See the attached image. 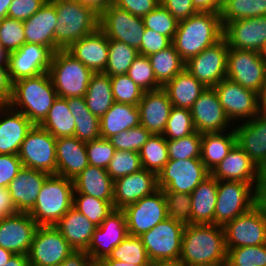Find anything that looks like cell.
<instances>
[{
	"label": "cell",
	"instance_id": "6da1fadb",
	"mask_svg": "<svg viewBox=\"0 0 266 266\" xmlns=\"http://www.w3.org/2000/svg\"><path fill=\"white\" fill-rule=\"evenodd\" d=\"M180 259L192 266H225L227 248L223 226L188 224L182 235Z\"/></svg>",
	"mask_w": 266,
	"mask_h": 266
},
{
	"label": "cell",
	"instance_id": "7a4b0ae2",
	"mask_svg": "<svg viewBox=\"0 0 266 266\" xmlns=\"http://www.w3.org/2000/svg\"><path fill=\"white\" fill-rule=\"evenodd\" d=\"M222 38L220 13L199 11L188 19L178 21L172 44L186 62Z\"/></svg>",
	"mask_w": 266,
	"mask_h": 266
},
{
	"label": "cell",
	"instance_id": "3957f363",
	"mask_svg": "<svg viewBox=\"0 0 266 266\" xmlns=\"http://www.w3.org/2000/svg\"><path fill=\"white\" fill-rule=\"evenodd\" d=\"M58 97L48 72L13 82L9 105L39 125Z\"/></svg>",
	"mask_w": 266,
	"mask_h": 266
},
{
	"label": "cell",
	"instance_id": "277c9868",
	"mask_svg": "<svg viewBox=\"0 0 266 266\" xmlns=\"http://www.w3.org/2000/svg\"><path fill=\"white\" fill-rule=\"evenodd\" d=\"M57 13L54 32V53L67 50L75 41L99 28L100 14L74 0H51Z\"/></svg>",
	"mask_w": 266,
	"mask_h": 266
},
{
	"label": "cell",
	"instance_id": "5b68a950",
	"mask_svg": "<svg viewBox=\"0 0 266 266\" xmlns=\"http://www.w3.org/2000/svg\"><path fill=\"white\" fill-rule=\"evenodd\" d=\"M73 180L50 175L29 212L38 226H54L73 207Z\"/></svg>",
	"mask_w": 266,
	"mask_h": 266
},
{
	"label": "cell",
	"instance_id": "8992f818",
	"mask_svg": "<svg viewBox=\"0 0 266 266\" xmlns=\"http://www.w3.org/2000/svg\"><path fill=\"white\" fill-rule=\"evenodd\" d=\"M48 74L59 97H84L94 72L67 50H57Z\"/></svg>",
	"mask_w": 266,
	"mask_h": 266
},
{
	"label": "cell",
	"instance_id": "52a82bcc",
	"mask_svg": "<svg viewBox=\"0 0 266 266\" xmlns=\"http://www.w3.org/2000/svg\"><path fill=\"white\" fill-rule=\"evenodd\" d=\"M241 181L218 180L214 224L224 226L249 212L254 203V185Z\"/></svg>",
	"mask_w": 266,
	"mask_h": 266
},
{
	"label": "cell",
	"instance_id": "ba28073f",
	"mask_svg": "<svg viewBox=\"0 0 266 266\" xmlns=\"http://www.w3.org/2000/svg\"><path fill=\"white\" fill-rule=\"evenodd\" d=\"M226 78L260 95L266 81V61L259 52L229 48Z\"/></svg>",
	"mask_w": 266,
	"mask_h": 266
},
{
	"label": "cell",
	"instance_id": "9c48e42d",
	"mask_svg": "<svg viewBox=\"0 0 266 266\" xmlns=\"http://www.w3.org/2000/svg\"><path fill=\"white\" fill-rule=\"evenodd\" d=\"M56 140L47 130L34 125L18 152L23 167L57 175Z\"/></svg>",
	"mask_w": 266,
	"mask_h": 266
},
{
	"label": "cell",
	"instance_id": "30bf717a",
	"mask_svg": "<svg viewBox=\"0 0 266 266\" xmlns=\"http://www.w3.org/2000/svg\"><path fill=\"white\" fill-rule=\"evenodd\" d=\"M209 175L201 159L169 160L157 175L158 188L191 194Z\"/></svg>",
	"mask_w": 266,
	"mask_h": 266
},
{
	"label": "cell",
	"instance_id": "8fae6325",
	"mask_svg": "<svg viewBox=\"0 0 266 266\" xmlns=\"http://www.w3.org/2000/svg\"><path fill=\"white\" fill-rule=\"evenodd\" d=\"M185 226V224L167 217L151 230L139 236L149 260L152 262L180 258Z\"/></svg>",
	"mask_w": 266,
	"mask_h": 266
},
{
	"label": "cell",
	"instance_id": "7c38bea8",
	"mask_svg": "<svg viewBox=\"0 0 266 266\" xmlns=\"http://www.w3.org/2000/svg\"><path fill=\"white\" fill-rule=\"evenodd\" d=\"M228 119L235 123L249 121L261 114L259 94L229 79L213 87Z\"/></svg>",
	"mask_w": 266,
	"mask_h": 266
},
{
	"label": "cell",
	"instance_id": "4fadbf2b",
	"mask_svg": "<svg viewBox=\"0 0 266 266\" xmlns=\"http://www.w3.org/2000/svg\"><path fill=\"white\" fill-rule=\"evenodd\" d=\"M73 251L54 226H38L27 256L30 266H59Z\"/></svg>",
	"mask_w": 266,
	"mask_h": 266
},
{
	"label": "cell",
	"instance_id": "5bb4252c",
	"mask_svg": "<svg viewBox=\"0 0 266 266\" xmlns=\"http://www.w3.org/2000/svg\"><path fill=\"white\" fill-rule=\"evenodd\" d=\"M228 51L227 41L222 38L213 46L188 59L185 62V70L206 88H213L221 80L226 79Z\"/></svg>",
	"mask_w": 266,
	"mask_h": 266
},
{
	"label": "cell",
	"instance_id": "9a60e30c",
	"mask_svg": "<svg viewBox=\"0 0 266 266\" xmlns=\"http://www.w3.org/2000/svg\"><path fill=\"white\" fill-rule=\"evenodd\" d=\"M99 28L108 39L123 42L137 50L141 46L145 31L142 17L135 16L114 4L100 14Z\"/></svg>",
	"mask_w": 266,
	"mask_h": 266
},
{
	"label": "cell",
	"instance_id": "2e32d148",
	"mask_svg": "<svg viewBox=\"0 0 266 266\" xmlns=\"http://www.w3.org/2000/svg\"><path fill=\"white\" fill-rule=\"evenodd\" d=\"M122 210L125 214L128 235L131 236H141L168 217L162 189L127 205Z\"/></svg>",
	"mask_w": 266,
	"mask_h": 266
},
{
	"label": "cell",
	"instance_id": "e0dca14e",
	"mask_svg": "<svg viewBox=\"0 0 266 266\" xmlns=\"http://www.w3.org/2000/svg\"><path fill=\"white\" fill-rule=\"evenodd\" d=\"M53 54L49 47L25 43L9 54L8 74L11 82L48 72Z\"/></svg>",
	"mask_w": 266,
	"mask_h": 266
},
{
	"label": "cell",
	"instance_id": "ac0fdd59",
	"mask_svg": "<svg viewBox=\"0 0 266 266\" xmlns=\"http://www.w3.org/2000/svg\"><path fill=\"white\" fill-rule=\"evenodd\" d=\"M223 229L226 248L266 244V224L254 208L227 222Z\"/></svg>",
	"mask_w": 266,
	"mask_h": 266
},
{
	"label": "cell",
	"instance_id": "d6986e66",
	"mask_svg": "<svg viewBox=\"0 0 266 266\" xmlns=\"http://www.w3.org/2000/svg\"><path fill=\"white\" fill-rule=\"evenodd\" d=\"M223 38L229 48L261 53L266 44V16L239 19L223 27Z\"/></svg>",
	"mask_w": 266,
	"mask_h": 266
},
{
	"label": "cell",
	"instance_id": "ffe728a7",
	"mask_svg": "<svg viewBox=\"0 0 266 266\" xmlns=\"http://www.w3.org/2000/svg\"><path fill=\"white\" fill-rule=\"evenodd\" d=\"M127 235L125 214L122 209H114L95 229L86 252L94 262H99L108 257Z\"/></svg>",
	"mask_w": 266,
	"mask_h": 266
},
{
	"label": "cell",
	"instance_id": "44dd1931",
	"mask_svg": "<svg viewBox=\"0 0 266 266\" xmlns=\"http://www.w3.org/2000/svg\"><path fill=\"white\" fill-rule=\"evenodd\" d=\"M194 127L197 132L214 133L229 130L230 120L214 88H206L190 108Z\"/></svg>",
	"mask_w": 266,
	"mask_h": 266
},
{
	"label": "cell",
	"instance_id": "7402d4cb",
	"mask_svg": "<svg viewBox=\"0 0 266 266\" xmlns=\"http://www.w3.org/2000/svg\"><path fill=\"white\" fill-rule=\"evenodd\" d=\"M37 227L29 213L18 212L3 217L0 222V247L13 254L27 255Z\"/></svg>",
	"mask_w": 266,
	"mask_h": 266
},
{
	"label": "cell",
	"instance_id": "603a6c76",
	"mask_svg": "<svg viewBox=\"0 0 266 266\" xmlns=\"http://www.w3.org/2000/svg\"><path fill=\"white\" fill-rule=\"evenodd\" d=\"M158 189L157 174L142 168L114 181L113 206L115 209H123Z\"/></svg>",
	"mask_w": 266,
	"mask_h": 266
},
{
	"label": "cell",
	"instance_id": "cb8c5ba5",
	"mask_svg": "<svg viewBox=\"0 0 266 266\" xmlns=\"http://www.w3.org/2000/svg\"><path fill=\"white\" fill-rule=\"evenodd\" d=\"M234 125L236 144L266 173V117L262 114Z\"/></svg>",
	"mask_w": 266,
	"mask_h": 266
},
{
	"label": "cell",
	"instance_id": "d4e9b609",
	"mask_svg": "<svg viewBox=\"0 0 266 266\" xmlns=\"http://www.w3.org/2000/svg\"><path fill=\"white\" fill-rule=\"evenodd\" d=\"M49 176L44 171L22 167L7 187L17 212L29 213L33 209L42 185Z\"/></svg>",
	"mask_w": 266,
	"mask_h": 266
},
{
	"label": "cell",
	"instance_id": "484cf974",
	"mask_svg": "<svg viewBox=\"0 0 266 266\" xmlns=\"http://www.w3.org/2000/svg\"><path fill=\"white\" fill-rule=\"evenodd\" d=\"M0 113V154L18 155L22 142L34 124L10 105H0Z\"/></svg>",
	"mask_w": 266,
	"mask_h": 266
},
{
	"label": "cell",
	"instance_id": "4316f807",
	"mask_svg": "<svg viewBox=\"0 0 266 266\" xmlns=\"http://www.w3.org/2000/svg\"><path fill=\"white\" fill-rule=\"evenodd\" d=\"M140 125L151 134H163L173 107L163 88L146 91L139 104Z\"/></svg>",
	"mask_w": 266,
	"mask_h": 266
},
{
	"label": "cell",
	"instance_id": "83f0119b",
	"mask_svg": "<svg viewBox=\"0 0 266 266\" xmlns=\"http://www.w3.org/2000/svg\"><path fill=\"white\" fill-rule=\"evenodd\" d=\"M109 39L98 28L93 33L75 41L67 51L94 73L104 72L108 63Z\"/></svg>",
	"mask_w": 266,
	"mask_h": 266
},
{
	"label": "cell",
	"instance_id": "f1b7e54d",
	"mask_svg": "<svg viewBox=\"0 0 266 266\" xmlns=\"http://www.w3.org/2000/svg\"><path fill=\"white\" fill-rule=\"evenodd\" d=\"M217 180L257 183L264 174L251 158L237 145L210 173Z\"/></svg>",
	"mask_w": 266,
	"mask_h": 266
},
{
	"label": "cell",
	"instance_id": "f546056e",
	"mask_svg": "<svg viewBox=\"0 0 266 266\" xmlns=\"http://www.w3.org/2000/svg\"><path fill=\"white\" fill-rule=\"evenodd\" d=\"M57 175L73 180L89 164L86 153V142L75 136L62 137L56 140Z\"/></svg>",
	"mask_w": 266,
	"mask_h": 266
},
{
	"label": "cell",
	"instance_id": "4dcf8cb0",
	"mask_svg": "<svg viewBox=\"0 0 266 266\" xmlns=\"http://www.w3.org/2000/svg\"><path fill=\"white\" fill-rule=\"evenodd\" d=\"M25 43L40 44L54 52V32L57 26V13L51 0L29 19L23 21Z\"/></svg>",
	"mask_w": 266,
	"mask_h": 266
},
{
	"label": "cell",
	"instance_id": "1f68e13d",
	"mask_svg": "<svg viewBox=\"0 0 266 266\" xmlns=\"http://www.w3.org/2000/svg\"><path fill=\"white\" fill-rule=\"evenodd\" d=\"M75 251H86L97 228L73 207L54 225Z\"/></svg>",
	"mask_w": 266,
	"mask_h": 266
},
{
	"label": "cell",
	"instance_id": "d6a6232c",
	"mask_svg": "<svg viewBox=\"0 0 266 266\" xmlns=\"http://www.w3.org/2000/svg\"><path fill=\"white\" fill-rule=\"evenodd\" d=\"M74 194H86L113 202L114 181L106 169L88 165L73 179Z\"/></svg>",
	"mask_w": 266,
	"mask_h": 266
},
{
	"label": "cell",
	"instance_id": "836d02e7",
	"mask_svg": "<svg viewBox=\"0 0 266 266\" xmlns=\"http://www.w3.org/2000/svg\"><path fill=\"white\" fill-rule=\"evenodd\" d=\"M218 180L211 174L190 194L192 224H214Z\"/></svg>",
	"mask_w": 266,
	"mask_h": 266
},
{
	"label": "cell",
	"instance_id": "e575fe53",
	"mask_svg": "<svg viewBox=\"0 0 266 266\" xmlns=\"http://www.w3.org/2000/svg\"><path fill=\"white\" fill-rule=\"evenodd\" d=\"M138 125L140 116L137 105L114 102L100 118V135L101 138L108 139Z\"/></svg>",
	"mask_w": 266,
	"mask_h": 266
},
{
	"label": "cell",
	"instance_id": "d590c367",
	"mask_svg": "<svg viewBox=\"0 0 266 266\" xmlns=\"http://www.w3.org/2000/svg\"><path fill=\"white\" fill-rule=\"evenodd\" d=\"M174 107L190 109L206 87L187 70L178 73L162 87Z\"/></svg>",
	"mask_w": 266,
	"mask_h": 266
},
{
	"label": "cell",
	"instance_id": "8d00e7d4",
	"mask_svg": "<svg viewBox=\"0 0 266 266\" xmlns=\"http://www.w3.org/2000/svg\"><path fill=\"white\" fill-rule=\"evenodd\" d=\"M232 128L227 133L223 131L202 134L200 159L210 173L236 144V134L234 127Z\"/></svg>",
	"mask_w": 266,
	"mask_h": 266
},
{
	"label": "cell",
	"instance_id": "74e56055",
	"mask_svg": "<svg viewBox=\"0 0 266 266\" xmlns=\"http://www.w3.org/2000/svg\"><path fill=\"white\" fill-rule=\"evenodd\" d=\"M67 105L75 118L74 136L84 142L99 139L100 118L88 109L85 98H67Z\"/></svg>",
	"mask_w": 266,
	"mask_h": 266
},
{
	"label": "cell",
	"instance_id": "f35d334b",
	"mask_svg": "<svg viewBox=\"0 0 266 266\" xmlns=\"http://www.w3.org/2000/svg\"><path fill=\"white\" fill-rule=\"evenodd\" d=\"M84 98L88 109L101 118L115 102L110 76L103 72L94 73Z\"/></svg>",
	"mask_w": 266,
	"mask_h": 266
},
{
	"label": "cell",
	"instance_id": "ab89813d",
	"mask_svg": "<svg viewBox=\"0 0 266 266\" xmlns=\"http://www.w3.org/2000/svg\"><path fill=\"white\" fill-rule=\"evenodd\" d=\"M39 126L56 139L74 136L75 118L68 108L67 98L58 96Z\"/></svg>",
	"mask_w": 266,
	"mask_h": 266
},
{
	"label": "cell",
	"instance_id": "60d3db41",
	"mask_svg": "<svg viewBox=\"0 0 266 266\" xmlns=\"http://www.w3.org/2000/svg\"><path fill=\"white\" fill-rule=\"evenodd\" d=\"M157 82L163 87L185 69V61L173 44L148 56Z\"/></svg>",
	"mask_w": 266,
	"mask_h": 266
},
{
	"label": "cell",
	"instance_id": "b9f144b4",
	"mask_svg": "<svg viewBox=\"0 0 266 266\" xmlns=\"http://www.w3.org/2000/svg\"><path fill=\"white\" fill-rule=\"evenodd\" d=\"M142 167L158 175L169 161L167 140L162 134H151L139 151Z\"/></svg>",
	"mask_w": 266,
	"mask_h": 266
},
{
	"label": "cell",
	"instance_id": "7bdbcfd3",
	"mask_svg": "<svg viewBox=\"0 0 266 266\" xmlns=\"http://www.w3.org/2000/svg\"><path fill=\"white\" fill-rule=\"evenodd\" d=\"M108 53V63L103 73L110 77L127 74L129 67L139 55L136 48L111 39H109Z\"/></svg>",
	"mask_w": 266,
	"mask_h": 266
},
{
	"label": "cell",
	"instance_id": "ee69618b",
	"mask_svg": "<svg viewBox=\"0 0 266 266\" xmlns=\"http://www.w3.org/2000/svg\"><path fill=\"white\" fill-rule=\"evenodd\" d=\"M110 259L135 265H150L146 249L139 236L127 235L108 256Z\"/></svg>",
	"mask_w": 266,
	"mask_h": 266
},
{
	"label": "cell",
	"instance_id": "f6af8a7d",
	"mask_svg": "<svg viewBox=\"0 0 266 266\" xmlns=\"http://www.w3.org/2000/svg\"><path fill=\"white\" fill-rule=\"evenodd\" d=\"M73 208L82 213L97 227L115 209L113 202L101 200L86 194L73 195Z\"/></svg>",
	"mask_w": 266,
	"mask_h": 266
},
{
	"label": "cell",
	"instance_id": "bcb514c9",
	"mask_svg": "<svg viewBox=\"0 0 266 266\" xmlns=\"http://www.w3.org/2000/svg\"><path fill=\"white\" fill-rule=\"evenodd\" d=\"M196 132L190 109L172 107L163 132L166 140H176Z\"/></svg>",
	"mask_w": 266,
	"mask_h": 266
},
{
	"label": "cell",
	"instance_id": "7dc6e473",
	"mask_svg": "<svg viewBox=\"0 0 266 266\" xmlns=\"http://www.w3.org/2000/svg\"><path fill=\"white\" fill-rule=\"evenodd\" d=\"M202 134L194 132L176 140H167L169 160L200 159Z\"/></svg>",
	"mask_w": 266,
	"mask_h": 266
},
{
	"label": "cell",
	"instance_id": "c3c4849f",
	"mask_svg": "<svg viewBox=\"0 0 266 266\" xmlns=\"http://www.w3.org/2000/svg\"><path fill=\"white\" fill-rule=\"evenodd\" d=\"M225 266H266V244L227 248Z\"/></svg>",
	"mask_w": 266,
	"mask_h": 266
},
{
	"label": "cell",
	"instance_id": "681fc988",
	"mask_svg": "<svg viewBox=\"0 0 266 266\" xmlns=\"http://www.w3.org/2000/svg\"><path fill=\"white\" fill-rule=\"evenodd\" d=\"M144 27L168 37L171 41L176 34L178 20L161 4L142 17Z\"/></svg>",
	"mask_w": 266,
	"mask_h": 266
},
{
	"label": "cell",
	"instance_id": "f907efd6",
	"mask_svg": "<svg viewBox=\"0 0 266 266\" xmlns=\"http://www.w3.org/2000/svg\"><path fill=\"white\" fill-rule=\"evenodd\" d=\"M142 168L139 152L116 150L106 171L111 176V179L115 181Z\"/></svg>",
	"mask_w": 266,
	"mask_h": 266
},
{
	"label": "cell",
	"instance_id": "816d5d0a",
	"mask_svg": "<svg viewBox=\"0 0 266 266\" xmlns=\"http://www.w3.org/2000/svg\"><path fill=\"white\" fill-rule=\"evenodd\" d=\"M163 195L168 218L185 225L192 224L191 195L169 191H163Z\"/></svg>",
	"mask_w": 266,
	"mask_h": 266
},
{
	"label": "cell",
	"instance_id": "f5cc1de1",
	"mask_svg": "<svg viewBox=\"0 0 266 266\" xmlns=\"http://www.w3.org/2000/svg\"><path fill=\"white\" fill-rule=\"evenodd\" d=\"M113 98L115 102L138 105L144 90H142L127 74L110 77Z\"/></svg>",
	"mask_w": 266,
	"mask_h": 266
},
{
	"label": "cell",
	"instance_id": "db71d44e",
	"mask_svg": "<svg viewBox=\"0 0 266 266\" xmlns=\"http://www.w3.org/2000/svg\"><path fill=\"white\" fill-rule=\"evenodd\" d=\"M127 75L145 92L162 88L155 78L148 56L139 54L129 67Z\"/></svg>",
	"mask_w": 266,
	"mask_h": 266
},
{
	"label": "cell",
	"instance_id": "11a10c76",
	"mask_svg": "<svg viewBox=\"0 0 266 266\" xmlns=\"http://www.w3.org/2000/svg\"><path fill=\"white\" fill-rule=\"evenodd\" d=\"M0 44L10 54L25 44L23 21L5 17L0 21Z\"/></svg>",
	"mask_w": 266,
	"mask_h": 266
},
{
	"label": "cell",
	"instance_id": "9f6ffc18",
	"mask_svg": "<svg viewBox=\"0 0 266 266\" xmlns=\"http://www.w3.org/2000/svg\"><path fill=\"white\" fill-rule=\"evenodd\" d=\"M150 136L151 133L148 130L138 125L113 135L108 140L115 150L139 152Z\"/></svg>",
	"mask_w": 266,
	"mask_h": 266
},
{
	"label": "cell",
	"instance_id": "6f0895ef",
	"mask_svg": "<svg viewBox=\"0 0 266 266\" xmlns=\"http://www.w3.org/2000/svg\"><path fill=\"white\" fill-rule=\"evenodd\" d=\"M220 17L222 27L231 21L257 17L256 1L224 0Z\"/></svg>",
	"mask_w": 266,
	"mask_h": 266
},
{
	"label": "cell",
	"instance_id": "680465c9",
	"mask_svg": "<svg viewBox=\"0 0 266 266\" xmlns=\"http://www.w3.org/2000/svg\"><path fill=\"white\" fill-rule=\"evenodd\" d=\"M115 147L108 139L99 138L86 142L88 164L106 169L114 156Z\"/></svg>",
	"mask_w": 266,
	"mask_h": 266
},
{
	"label": "cell",
	"instance_id": "91938a15",
	"mask_svg": "<svg viewBox=\"0 0 266 266\" xmlns=\"http://www.w3.org/2000/svg\"><path fill=\"white\" fill-rule=\"evenodd\" d=\"M172 41L156 31L145 28L141 46L138 49L140 55L149 56L169 47Z\"/></svg>",
	"mask_w": 266,
	"mask_h": 266
},
{
	"label": "cell",
	"instance_id": "94428289",
	"mask_svg": "<svg viewBox=\"0 0 266 266\" xmlns=\"http://www.w3.org/2000/svg\"><path fill=\"white\" fill-rule=\"evenodd\" d=\"M46 0H13L8 8L7 16L25 21L32 17Z\"/></svg>",
	"mask_w": 266,
	"mask_h": 266
},
{
	"label": "cell",
	"instance_id": "6125c7cd",
	"mask_svg": "<svg viewBox=\"0 0 266 266\" xmlns=\"http://www.w3.org/2000/svg\"><path fill=\"white\" fill-rule=\"evenodd\" d=\"M22 167L23 164L18 155L0 154V187L7 188Z\"/></svg>",
	"mask_w": 266,
	"mask_h": 266
},
{
	"label": "cell",
	"instance_id": "be15d7a7",
	"mask_svg": "<svg viewBox=\"0 0 266 266\" xmlns=\"http://www.w3.org/2000/svg\"><path fill=\"white\" fill-rule=\"evenodd\" d=\"M160 4V0H115L114 5L129 13L143 17Z\"/></svg>",
	"mask_w": 266,
	"mask_h": 266
},
{
	"label": "cell",
	"instance_id": "e7e4bbea",
	"mask_svg": "<svg viewBox=\"0 0 266 266\" xmlns=\"http://www.w3.org/2000/svg\"><path fill=\"white\" fill-rule=\"evenodd\" d=\"M163 5L178 21L188 19L198 12L192 0H160Z\"/></svg>",
	"mask_w": 266,
	"mask_h": 266
},
{
	"label": "cell",
	"instance_id": "03108f58",
	"mask_svg": "<svg viewBox=\"0 0 266 266\" xmlns=\"http://www.w3.org/2000/svg\"><path fill=\"white\" fill-rule=\"evenodd\" d=\"M253 208L261 215L266 224V173L254 185Z\"/></svg>",
	"mask_w": 266,
	"mask_h": 266
},
{
	"label": "cell",
	"instance_id": "003e7915",
	"mask_svg": "<svg viewBox=\"0 0 266 266\" xmlns=\"http://www.w3.org/2000/svg\"><path fill=\"white\" fill-rule=\"evenodd\" d=\"M12 86L13 83L8 74V65H0V105H9Z\"/></svg>",
	"mask_w": 266,
	"mask_h": 266
},
{
	"label": "cell",
	"instance_id": "a7ac6f4b",
	"mask_svg": "<svg viewBox=\"0 0 266 266\" xmlns=\"http://www.w3.org/2000/svg\"><path fill=\"white\" fill-rule=\"evenodd\" d=\"M93 262L86 251H73L59 266H90Z\"/></svg>",
	"mask_w": 266,
	"mask_h": 266
},
{
	"label": "cell",
	"instance_id": "89a4df30",
	"mask_svg": "<svg viewBox=\"0 0 266 266\" xmlns=\"http://www.w3.org/2000/svg\"><path fill=\"white\" fill-rule=\"evenodd\" d=\"M18 213L11 200L8 188L0 187V215L2 217Z\"/></svg>",
	"mask_w": 266,
	"mask_h": 266
},
{
	"label": "cell",
	"instance_id": "2644e50d",
	"mask_svg": "<svg viewBox=\"0 0 266 266\" xmlns=\"http://www.w3.org/2000/svg\"><path fill=\"white\" fill-rule=\"evenodd\" d=\"M224 0H192L195 9L199 12L220 13Z\"/></svg>",
	"mask_w": 266,
	"mask_h": 266
},
{
	"label": "cell",
	"instance_id": "8c879c8a",
	"mask_svg": "<svg viewBox=\"0 0 266 266\" xmlns=\"http://www.w3.org/2000/svg\"><path fill=\"white\" fill-rule=\"evenodd\" d=\"M79 3L93 8L97 13L101 14L107 7L113 5L115 0H74Z\"/></svg>",
	"mask_w": 266,
	"mask_h": 266
},
{
	"label": "cell",
	"instance_id": "753ad0ef",
	"mask_svg": "<svg viewBox=\"0 0 266 266\" xmlns=\"http://www.w3.org/2000/svg\"><path fill=\"white\" fill-rule=\"evenodd\" d=\"M1 266H29L28 256L24 254H13L8 262Z\"/></svg>",
	"mask_w": 266,
	"mask_h": 266
},
{
	"label": "cell",
	"instance_id": "34e18365",
	"mask_svg": "<svg viewBox=\"0 0 266 266\" xmlns=\"http://www.w3.org/2000/svg\"><path fill=\"white\" fill-rule=\"evenodd\" d=\"M150 266H185V263L180 259H162L158 261H152Z\"/></svg>",
	"mask_w": 266,
	"mask_h": 266
},
{
	"label": "cell",
	"instance_id": "11e5206c",
	"mask_svg": "<svg viewBox=\"0 0 266 266\" xmlns=\"http://www.w3.org/2000/svg\"><path fill=\"white\" fill-rule=\"evenodd\" d=\"M101 266H150V265H135L126 262L110 259L109 257L103 258L99 261Z\"/></svg>",
	"mask_w": 266,
	"mask_h": 266
},
{
	"label": "cell",
	"instance_id": "2a66077c",
	"mask_svg": "<svg viewBox=\"0 0 266 266\" xmlns=\"http://www.w3.org/2000/svg\"><path fill=\"white\" fill-rule=\"evenodd\" d=\"M13 0H0V21L7 17L8 8Z\"/></svg>",
	"mask_w": 266,
	"mask_h": 266
},
{
	"label": "cell",
	"instance_id": "b9fcfbb0",
	"mask_svg": "<svg viewBox=\"0 0 266 266\" xmlns=\"http://www.w3.org/2000/svg\"><path fill=\"white\" fill-rule=\"evenodd\" d=\"M13 255L11 251H8L2 247H0V266L6 264L10 257Z\"/></svg>",
	"mask_w": 266,
	"mask_h": 266
},
{
	"label": "cell",
	"instance_id": "09005b40",
	"mask_svg": "<svg viewBox=\"0 0 266 266\" xmlns=\"http://www.w3.org/2000/svg\"><path fill=\"white\" fill-rule=\"evenodd\" d=\"M257 5V17L266 16V0H254Z\"/></svg>",
	"mask_w": 266,
	"mask_h": 266
},
{
	"label": "cell",
	"instance_id": "979ff035",
	"mask_svg": "<svg viewBox=\"0 0 266 266\" xmlns=\"http://www.w3.org/2000/svg\"><path fill=\"white\" fill-rule=\"evenodd\" d=\"M9 53L0 44V65H8Z\"/></svg>",
	"mask_w": 266,
	"mask_h": 266
},
{
	"label": "cell",
	"instance_id": "deb4b68c",
	"mask_svg": "<svg viewBox=\"0 0 266 266\" xmlns=\"http://www.w3.org/2000/svg\"><path fill=\"white\" fill-rule=\"evenodd\" d=\"M259 97H260V111H266V81Z\"/></svg>",
	"mask_w": 266,
	"mask_h": 266
},
{
	"label": "cell",
	"instance_id": "67dfc351",
	"mask_svg": "<svg viewBox=\"0 0 266 266\" xmlns=\"http://www.w3.org/2000/svg\"><path fill=\"white\" fill-rule=\"evenodd\" d=\"M261 56L263 57V59L266 61V44L264 46V49L261 51Z\"/></svg>",
	"mask_w": 266,
	"mask_h": 266
},
{
	"label": "cell",
	"instance_id": "b62a3aed",
	"mask_svg": "<svg viewBox=\"0 0 266 266\" xmlns=\"http://www.w3.org/2000/svg\"><path fill=\"white\" fill-rule=\"evenodd\" d=\"M90 266H101L99 262H93Z\"/></svg>",
	"mask_w": 266,
	"mask_h": 266
},
{
	"label": "cell",
	"instance_id": "603ad722",
	"mask_svg": "<svg viewBox=\"0 0 266 266\" xmlns=\"http://www.w3.org/2000/svg\"><path fill=\"white\" fill-rule=\"evenodd\" d=\"M262 115L266 117V111H260Z\"/></svg>",
	"mask_w": 266,
	"mask_h": 266
}]
</instances>
